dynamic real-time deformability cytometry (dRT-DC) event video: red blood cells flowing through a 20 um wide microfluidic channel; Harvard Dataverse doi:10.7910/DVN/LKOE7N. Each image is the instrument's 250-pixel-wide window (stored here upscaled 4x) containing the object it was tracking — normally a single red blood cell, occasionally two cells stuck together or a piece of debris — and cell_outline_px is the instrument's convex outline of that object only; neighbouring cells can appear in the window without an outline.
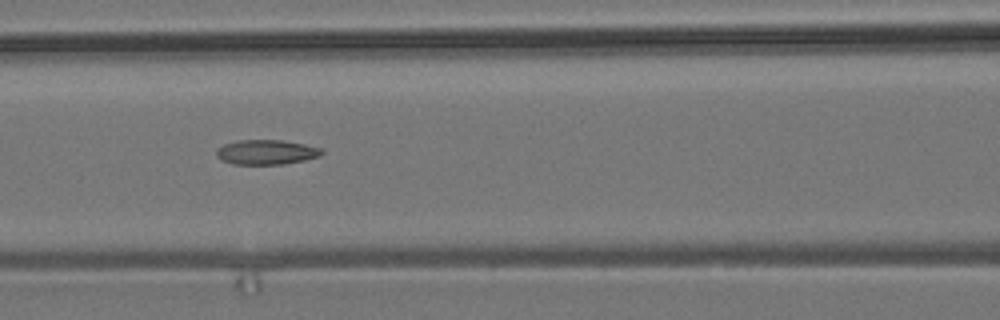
{"species": "common noctule bat (a hibernating species)", "species_latin": "Nyctalus noctula", "temperature_condition": "room temperature", "stored_images_in_passage": 5, "camera_frame_rate_fps": 3000, "um_per_image_px": 0.085, "animal": {"sex": "male", "body_mass_g": 19.2, "forearm_length_mm": 51.8}, "frame": {"image": 1, "passage_image": 4, "time_ms": 3.667, "image_size_px": [1000, 320], "cell_outline_px": [[324, 152], [320, 156], [304, 160], [284, 164], [232, 164], [220, 160], [216, 156], [216, 148], [224, 144], [236, 140], [280, 140], [304, 144], [320, 148]], "centroid_in_image_um": [22.59, 12.93], "position_along_channel_um": 144.0, "area_um2": 15.26}}
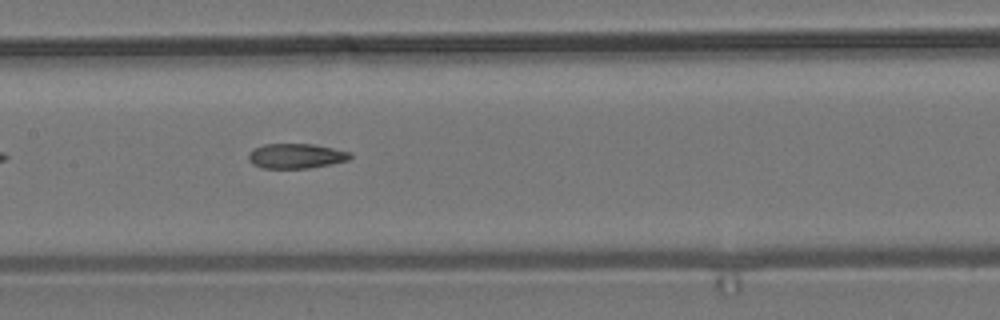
{"frame": {"image": 2, "passage_image": 5, "time_ms": 4.667, "image_size_px": [1000, 320], "cell_outline_px": [[352, 156], [348, 160], [308, 168], [264, 168], [252, 164], [248, 160], [248, 152], [252, 148], [264, 144], [312, 144], [352, 152]], "centroid_in_image_um": [25.12, 13.25], "position_along_channel_um": 182.3, "area_um2": 14.74}}